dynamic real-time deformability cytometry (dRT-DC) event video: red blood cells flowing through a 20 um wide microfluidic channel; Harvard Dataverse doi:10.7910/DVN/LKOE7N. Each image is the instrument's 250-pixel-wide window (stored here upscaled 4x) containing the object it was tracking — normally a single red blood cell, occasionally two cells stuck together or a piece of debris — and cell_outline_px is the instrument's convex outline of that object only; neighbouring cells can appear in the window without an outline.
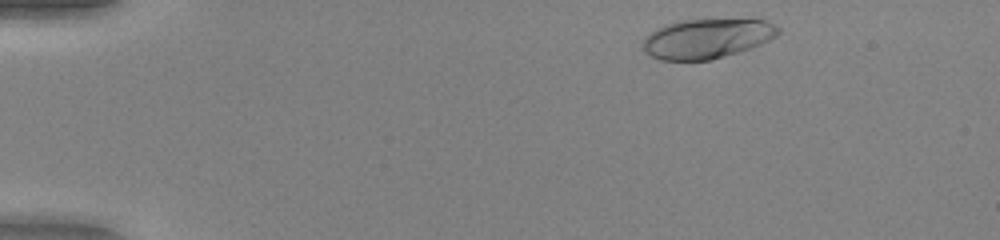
{"species": "human", "species_latin": "Homo sapiens", "temperature_condition": "warm", "stored_images_in_passage": 45, "camera_frame_rate_fps": 3000, "um_per_image_px": 0.085, "donor": {"sex": "female"}, "frame": {"image": 1, "passage_image": 2, "time_ms": 0.333, "image_size_px": [1000, 240], "cell_outline_px": [[780, 32], [776, 36], [752, 48], [712, 60], [660, 60], [648, 56], [644, 52], [644, 36], [656, 28], [664, 24], [680, 20], [764, 20], [780, 28]], "centroid_in_image_um": [60.04, 3.29], "position_along_channel_um": 25.0, "area_um2": 31.27}}
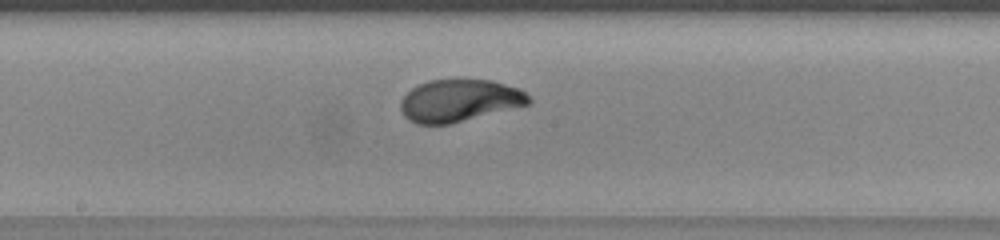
{"frame": {"image": 2, "passage_image": 23, "time_ms": 7.333, "image_size_px": [1000, 240], "cell_outline_px": [[532, 100], [528, 104], [448, 124], [416, 124], [408, 120], [404, 116], [400, 108], [400, 100], [412, 88], [428, 80], [492, 80], [520, 88]], "centroid_in_image_um": [39.01, 8.54], "position_along_channel_um": 209.2, "area_um2": 31.21}}
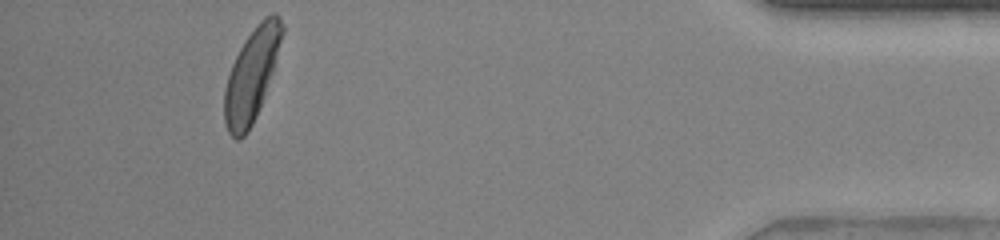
{"frame": {"image": 3, "passage_image": 42, "time_ms": 13.667, "image_size_px": [1000, 240], "cell_outline_px": [[284, 32], [272, 72], [264, 96], [256, 116], [248, 132], [240, 140], [236, 140], [228, 132], [224, 120], [224, 88], [232, 64], [244, 40], [260, 20], [264, 16], [272, 12], [276, 12], [280, 16], [284, 24]], "centroid_in_image_um": [21.39, 6.35], "position_along_channel_um": 413.8, "area_um2": 31.04}, "authors_computed_cell_mechanics": {"area_um2": 31.4432, "velocity_mm_per_s": 4.0677, "shape_relaxation_time_tau1_ms": 3.7573, "shape_relaxation_time_tau2_ms": null, "deformation_change_tau1": 0.2197, "deformation_change_tau2": null}}